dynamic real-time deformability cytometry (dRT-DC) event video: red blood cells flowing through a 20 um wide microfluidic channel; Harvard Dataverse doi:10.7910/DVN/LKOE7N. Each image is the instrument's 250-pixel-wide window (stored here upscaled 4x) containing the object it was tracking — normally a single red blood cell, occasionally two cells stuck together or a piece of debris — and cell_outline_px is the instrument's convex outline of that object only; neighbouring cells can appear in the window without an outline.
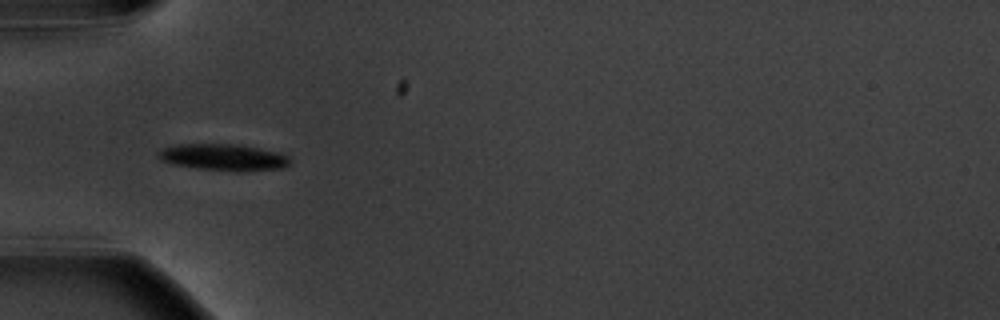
{"species": "common noctule bat (a hibernating species)", "species_latin": "Nyctalus noctula", "temperature_condition": "warm", "stored_images_in_passage": 8, "camera_frame_rate_fps": 3000, "um_per_image_px": 0.085, "animal": {"sex": "male", "body_mass_g": 20.1, "forearm_length_mm": 53.5}, "frame": {"image": 1, "passage_image": 5, "time_ms": 4.667, "image_size_px": [1000, 320], "cell_outline_px": [[292, 164], [284, 168], [240, 172], [236, 172], [196, 168], [172, 164], [160, 160], [156, 156], [156, 152], [164, 148], [176, 144], [240, 144], [280, 152], [288, 156], [292, 160]], "centroid_in_image_um": [19.04, 13.37], "position_along_channel_um": 66.0, "area_um2": 20.98}}
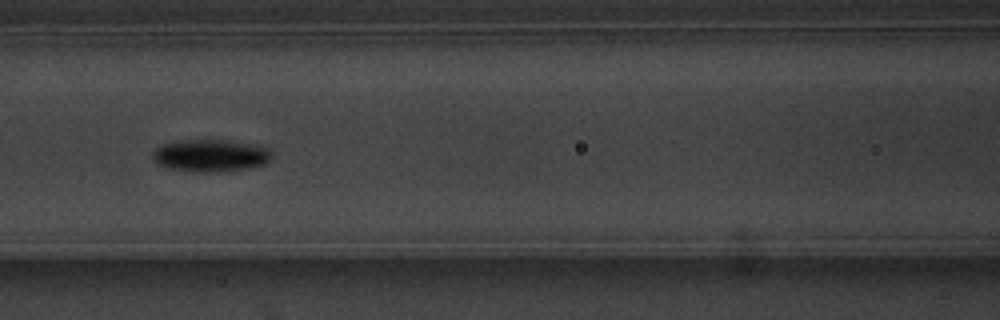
{"frame": {"image": 2, "passage_image": 7, "time_ms": 7.0, "image_size_px": [1000, 320], "cell_outline_px": [[272, 156], [264, 164], [248, 168], [220, 172], [196, 172], [164, 168], [152, 160], [152, 152], [160, 144], [188, 140], [232, 140], [256, 144], [268, 148], [272, 152]], "centroid_in_image_um": [17.88, 13.22], "position_along_channel_um": 148.7, "area_um2": 22.77}}